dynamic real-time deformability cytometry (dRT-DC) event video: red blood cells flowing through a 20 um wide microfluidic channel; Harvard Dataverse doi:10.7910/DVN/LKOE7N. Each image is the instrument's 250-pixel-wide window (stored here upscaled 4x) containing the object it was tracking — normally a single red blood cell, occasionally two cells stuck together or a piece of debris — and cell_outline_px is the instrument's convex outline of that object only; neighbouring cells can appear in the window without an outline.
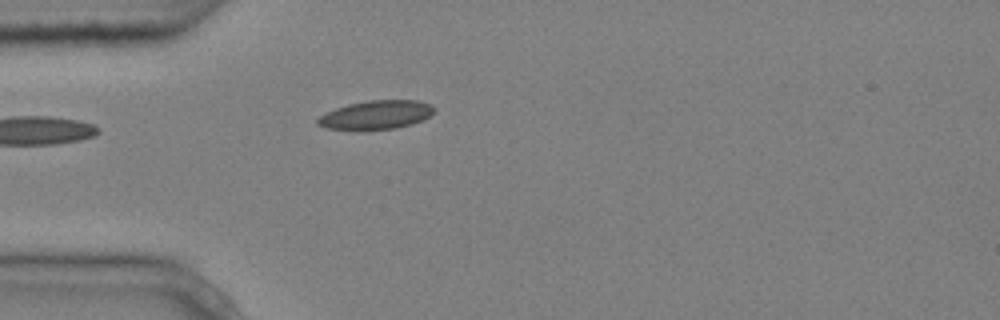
{"species": "common noctule bat (a hibernating species)", "species_latin": "Nyctalus noctula", "temperature_condition": "cold", "stored_images_in_passage": 3, "camera_frame_rate_fps": 3000, "um_per_image_px": 0.085, "animal": {"sex": "male", "body_mass_g": 20.4}, "frame": {"image": 1, "passage_image": 3, "time_ms": 0.667, "image_size_px": [1000, 320], "cell_outline_px": [[436, 108], [424, 120], [412, 124], [396, 128], [328, 128], [316, 124], [316, 120], [320, 116], [336, 108], [348, 104], [368, 100], [416, 100], [432, 104]], "centroid_in_image_um": [32.02, 9.73], "position_along_channel_um": 53.0, "area_um2": 19.02}}